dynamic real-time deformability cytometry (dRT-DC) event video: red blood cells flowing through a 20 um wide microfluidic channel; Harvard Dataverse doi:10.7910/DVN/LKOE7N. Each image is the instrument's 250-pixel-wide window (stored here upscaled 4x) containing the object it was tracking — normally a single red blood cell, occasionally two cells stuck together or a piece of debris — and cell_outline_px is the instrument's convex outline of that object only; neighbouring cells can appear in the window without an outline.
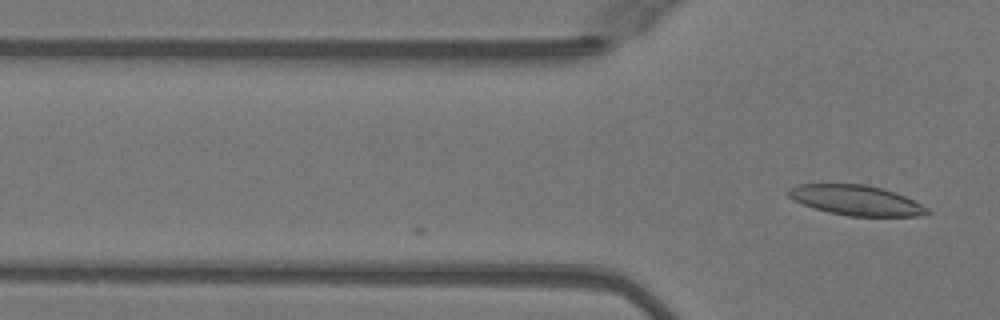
{"species": "Egyptian fruit bat (a non-hibernating species)", "species_latin": "Rousettus aegyptiacus", "temperature_condition": "warm", "stored_images_in_passage": 2, "camera_frame_rate_fps": 3000, "um_per_image_px": 0.085, "animal": {"sex": "female"}, "frame": {"image": 1, "passage_image": 2, "time_ms": 0.333, "image_size_px": [1000, 320], "cell_outline_px": [[932, 212], [916, 216], [848, 216], [828, 212], [804, 204], [788, 196], [784, 192], [788, 188], [800, 184], [864, 184], [884, 188], [904, 196], [928, 208]], "centroid_in_image_um": [72.75, 17.01], "position_along_channel_um": 53.0, "area_um2": 24.16}}